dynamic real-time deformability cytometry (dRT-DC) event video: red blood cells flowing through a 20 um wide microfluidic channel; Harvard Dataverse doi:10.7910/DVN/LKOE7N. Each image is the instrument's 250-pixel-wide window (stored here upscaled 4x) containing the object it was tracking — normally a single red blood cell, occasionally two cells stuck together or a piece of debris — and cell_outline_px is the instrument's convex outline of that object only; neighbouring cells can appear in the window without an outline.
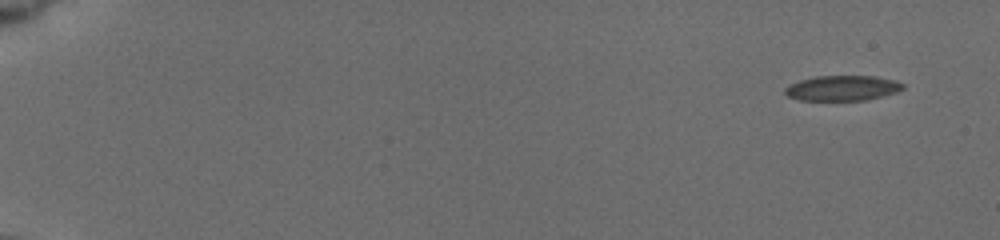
{"species": "common noctule bat (a hibernating species)", "species_latin": "Nyctalus noctula", "temperature_condition": "cold", "stored_images_in_passage": 53, "camera_frame_rate_fps": 3000, "um_per_image_px": 0.085, "animal": {"sex": "female", "body_mass_g": 19.5, "forearm_length_mm": 54.1}, "frame": {"image": 1, "passage_image": 1, "time_ms": 0.0, "image_size_px": [1000, 240], "cell_outline_px": [[904, 88], [896, 92], [864, 100], [800, 100], [788, 96], [784, 92], [784, 88], [788, 84], [800, 80], [816, 76], [876, 76], [896, 80], [904, 84]], "centroid_in_image_um": [71.58, 7.48], "position_along_channel_um": 13.4, "area_um2": 17.28}}
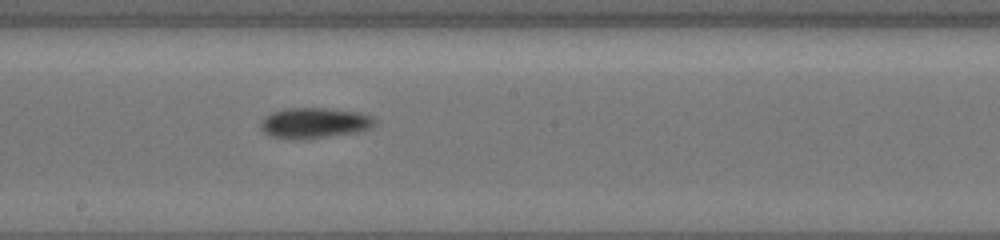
{"frame": {"image": 2, "passage_image": 31, "time_ms": 10.0, "image_size_px": [1000, 240], "cell_outline_px": [[376, 124], [368, 128], [356, 132], [296, 140], [292, 140], [272, 136], [264, 132], [260, 128], [260, 124], [264, 116], [272, 112], [284, 108], [324, 108], [356, 112], [372, 116], [376, 120]], "centroid_in_image_um": [26.67, 10.45], "position_along_channel_um": 221.5, "area_um2": 20.17}}
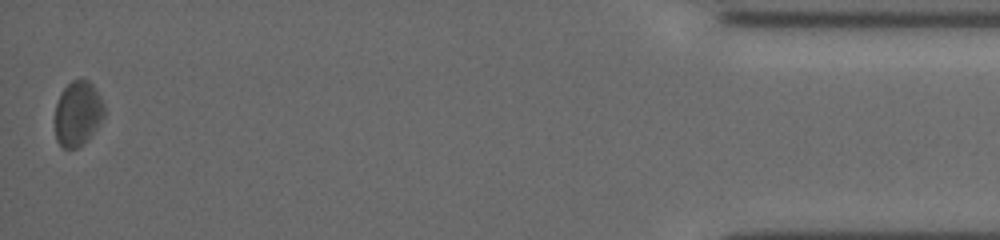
{"frame": {"image": 3, "passage_image": 53, "time_ms": 17.333, "image_size_px": [1000, 240], "cell_outline_px": [[104, 116], [84, 144], [76, 148], [64, 148], [56, 140], [56, 104], [60, 92], [72, 80], [88, 80], [92, 84], [100, 96], [104, 104]], "centroid_in_image_um": [6.61, 9.64], "position_along_channel_um": 428.6, "area_um2": 18.38}, "authors_computed_cell_mechanics": {"area_um2": 18.496, "velocity_mm_per_s": 3.8189, "shape_relaxation_time_tau1_ms": 1.5663, "shape_relaxation_time_tau2_ms": null, "deformation_change_tau1": 0.0761, "deformation_change_tau2": null}}